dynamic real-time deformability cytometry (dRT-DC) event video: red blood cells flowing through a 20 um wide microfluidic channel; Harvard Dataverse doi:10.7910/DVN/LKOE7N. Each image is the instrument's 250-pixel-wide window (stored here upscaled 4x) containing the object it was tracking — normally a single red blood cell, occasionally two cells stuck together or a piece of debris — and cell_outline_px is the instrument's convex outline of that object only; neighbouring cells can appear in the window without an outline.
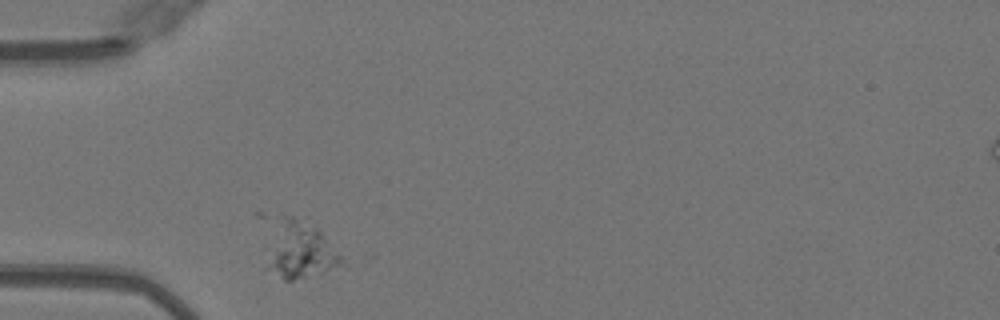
{"species": "Egyptian fruit bat (a non-hibernating species)", "species_latin": "Rousettus aegyptiacus", "temperature_condition": "warm", "stored_images_in_passage": 32, "camera_frame_rate_fps": 3000, "um_per_image_px": 0.085, "animal": {"sex": "female"}, "frame": {"image": 1, "passage_image": 2, "time_ms": 0.333, "image_size_px": [1000, 320], "cell_outline_px": [[344, 264], [292, 280], [284, 280], [264, 268], [280, 216], [284, 212], [292, 216], [320, 232], [340, 256]], "centroid_in_image_um": [25.45, 21.29], "position_along_channel_um": 59.6, "area_um2": 23.35}}